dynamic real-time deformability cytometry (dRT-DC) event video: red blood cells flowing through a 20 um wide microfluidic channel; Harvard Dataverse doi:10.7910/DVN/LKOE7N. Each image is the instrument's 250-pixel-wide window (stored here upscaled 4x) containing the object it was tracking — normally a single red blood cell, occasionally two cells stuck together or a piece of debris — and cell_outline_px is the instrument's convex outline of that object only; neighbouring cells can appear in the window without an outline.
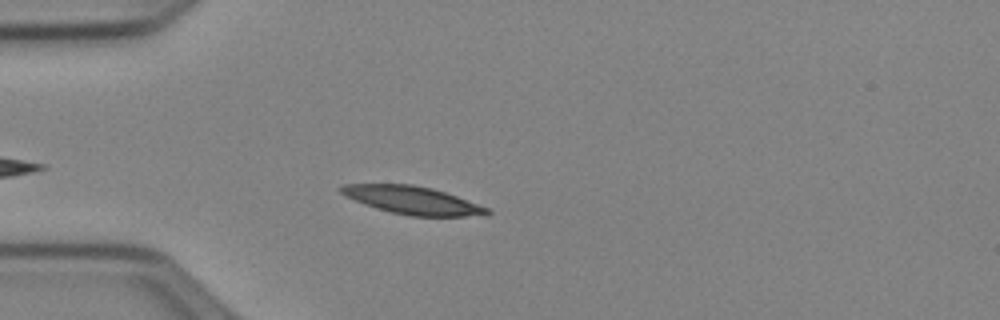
{"species": "Egyptian fruit bat (a non-hibernating species)", "species_latin": "Rousettus aegyptiacus", "temperature_condition": "cold", "stored_images_in_passage": 39, "camera_frame_rate_fps": 3000, "um_per_image_px": 0.085, "animal": {"sex": "female"}, "frame": {"image": 1, "passage_image": 5, "time_ms": 1.333, "image_size_px": [1000, 320], "cell_outline_px": [[492, 212], [484, 216], [412, 216], [392, 212], [376, 208], [364, 204], [344, 196], [336, 188], [344, 184], [412, 184], [432, 188], [456, 196], [488, 208]], "centroid_in_image_um": [35.03, 17.02], "position_along_channel_um": 50.0, "area_um2": 23.7}}
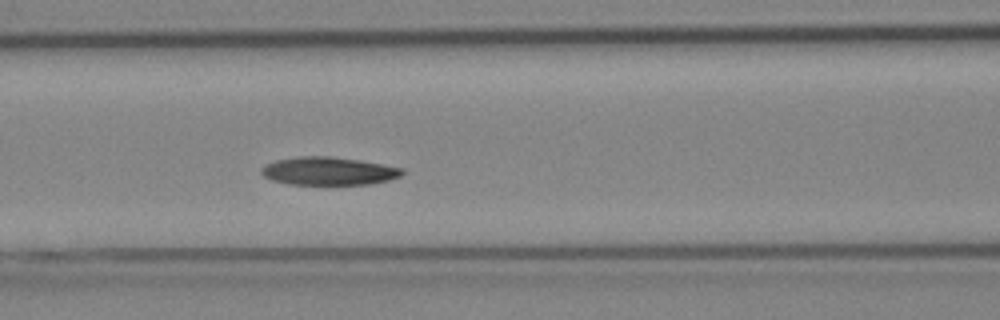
{"frame": {"image": 2, "passage_image": 13, "time_ms": 4.0, "image_size_px": [1000, 320], "cell_outline_px": [[404, 172], [400, 176], [388, 180], [372, 184], [288, 184], [272, 180], [264, 176], [260, 172], [260, 168], [276, 160], [300, 156], [332, 156], [360, 160], [404, 168]], "centroid_in_image_um": [27.94, 14.53], "position_along_channel_um": 138.7, "area_um2": 23.0}}
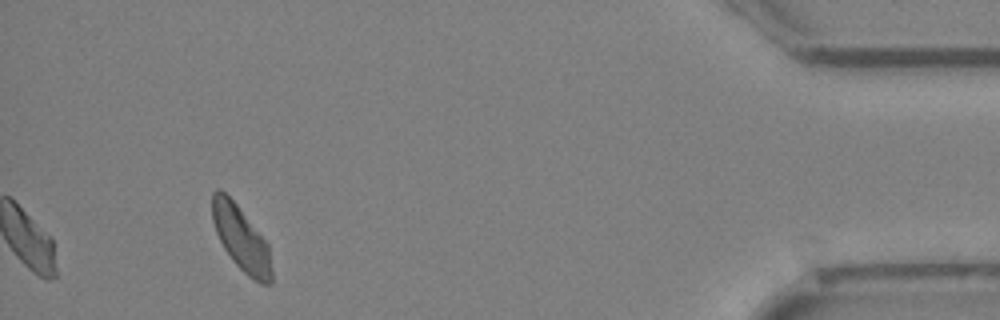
{"frame": {"image": 3, "passage_image": 39, "time_ms": 12.667, "image_size_px": [1000, 320], "cell_outline_px": [[272, 284], [260, 284], [252, 280], [232, 260], [224, 248], [216, 232], [212, 220], [212, 192], [216, 188], [220, 188], [236, 204], [268, 244], [272, 268]], "centroid_in_image_um": [20.5, 20.3], "position_along_channel_um": 414.7, "area_um2": 22.25}, "authors_computed_cell_mechanics": {"area_um2": 23.2356, "velocity_mm_per_s": 3.8994, "shape_relaxation_time_tau1_ms": 2.9059, "shape_relaxation_time_tau2_ms": null, "deformation_change_tau1": 0.1287, "deformation_change_tau2": null}}